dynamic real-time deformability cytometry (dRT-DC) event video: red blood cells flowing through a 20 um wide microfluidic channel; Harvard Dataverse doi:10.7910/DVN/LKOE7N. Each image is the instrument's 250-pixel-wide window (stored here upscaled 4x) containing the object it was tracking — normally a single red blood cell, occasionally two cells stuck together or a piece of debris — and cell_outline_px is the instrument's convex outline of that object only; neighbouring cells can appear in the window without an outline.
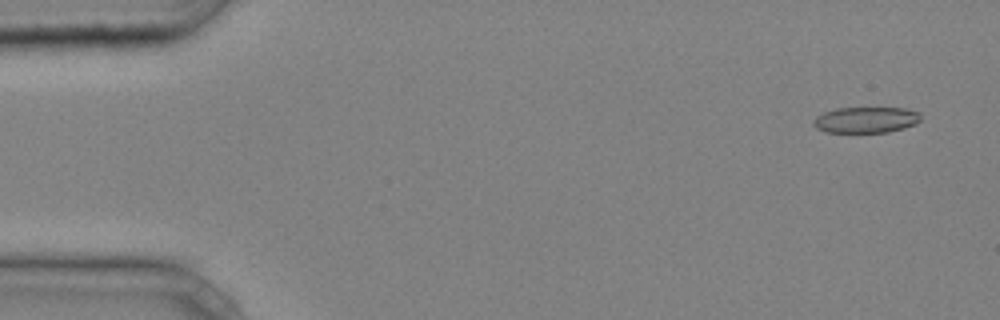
{"species": "common noctule bat (a hibernating species)", "species_latin": "Nyctalus noctula", "temperature_condition": "cold", "stored_images_in_passage": 43, "camera_frame_rate_fps": 3000, "um_per_image_px": 0.085, "animal": {"sex": "male", "body_mass_g": 20.4}, "frame": {"image": 1, "passage_image": 3, "time_ms": 0.667, "image_size_px": [1000, 320], "cell_outline_px": [[920, 120], [916, 124], [904, 128], [888, 132], [824, 132], [816, 128], [812, 124], [812, 120], [816, 116], [824, 112], [836, 108], [904, 108], [920, 112]], "centroid_in_image_um": [73.58, 10.19], "position_along_channel_um": 11.4, "area_um2": 16.36}}
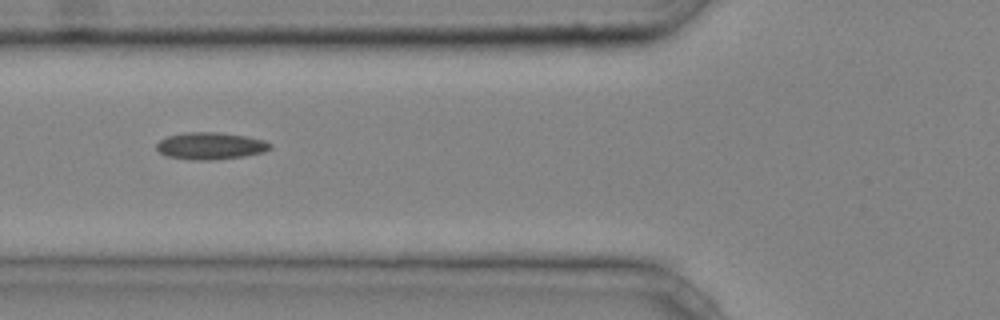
{"frame": {"image": 2, "passage_image": 18, "time_ms": 5.667, "image_size_px": [1000, 320], "cell_outline_px": [[272, 148], [264, 152], [244, 156], [216, 160], [188, 160], [168, 156], [160, 152], [156, 148], [156, 144], [160, 140], [168, 136], [184, 132], [220, 132], [248, 136], [264, 140], [272, 144]], "centroid_in_image_um": [17.92, 12.4], "position_along_channel_um": 107.9, "area_um2": 18.15}}
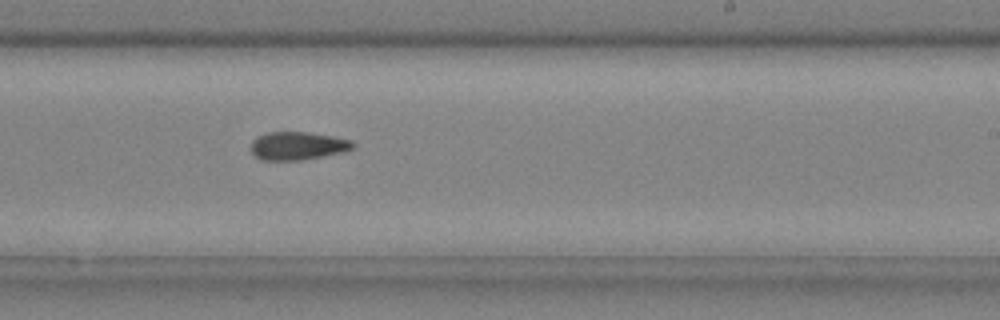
{"frame": {"image": 3, "passage_image": 29, "time_ms": 9.333, "image_size_px": [1000, 320], "cell_outline_px": [[356, 144], [352, 148], [344, 152], [300, 160], [260, 160], [252, 152], [252, 140], [256, 136], [268, 132], [304, 132], [332, 136], [352, 140]], "centroid_in_image_um": [25.3, 12.39], "position_along_channel_um": 263.7, "area_um2": 16.65}, "authors_computed_cell_mechanics": {"area_um2": 17.1088, "velocity_mm_per_s": 4.2519, "shape_relaxation_time_tau1_ms": null, "shape_relaxation_time_tau2_ms": 6.4448, "deformation_change_tau1": null, "deformation_change_tau2": 0.1608}}